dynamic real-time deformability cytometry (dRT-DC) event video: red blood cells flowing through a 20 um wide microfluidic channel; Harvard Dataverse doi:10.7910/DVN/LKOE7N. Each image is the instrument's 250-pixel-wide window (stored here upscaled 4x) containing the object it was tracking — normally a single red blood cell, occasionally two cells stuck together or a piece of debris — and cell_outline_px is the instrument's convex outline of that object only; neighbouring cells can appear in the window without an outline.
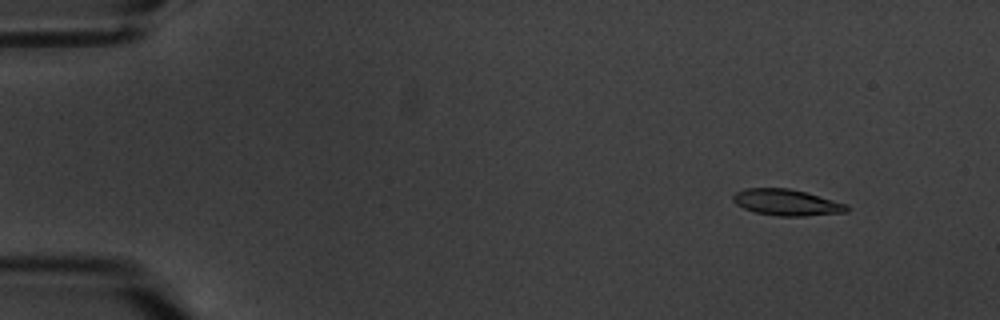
{"species": "common noctule bat (a hibernating species)", "species_latin": "Nyctalus noctula", "temperature_condition": "warm", "stored_images_in_passage": 7, "camera_frame_rate_fps": 3000, "um_per_image_px": 0.085, "animal": {"sex": "male", "body_mass_g": 20.1, "forearm_length_mm": 53.5}, "frame": {"image": 1, "passage_image": 2, "time_ms": 1.333, "image_size_px": [1000, 320], "cell_outline_px": [[848, 212], [804, 216], [776, 216], [756, 212], [744, 208], [736, 204], [732, 200], [732, 196], [736, 192], [748, 188], [788, 188], [804, 192], [848, 204]], "centroid_in_image_um": [66.86, 17.21], "position_along_channel_um": 18.1, "area_um2": 17.28}}